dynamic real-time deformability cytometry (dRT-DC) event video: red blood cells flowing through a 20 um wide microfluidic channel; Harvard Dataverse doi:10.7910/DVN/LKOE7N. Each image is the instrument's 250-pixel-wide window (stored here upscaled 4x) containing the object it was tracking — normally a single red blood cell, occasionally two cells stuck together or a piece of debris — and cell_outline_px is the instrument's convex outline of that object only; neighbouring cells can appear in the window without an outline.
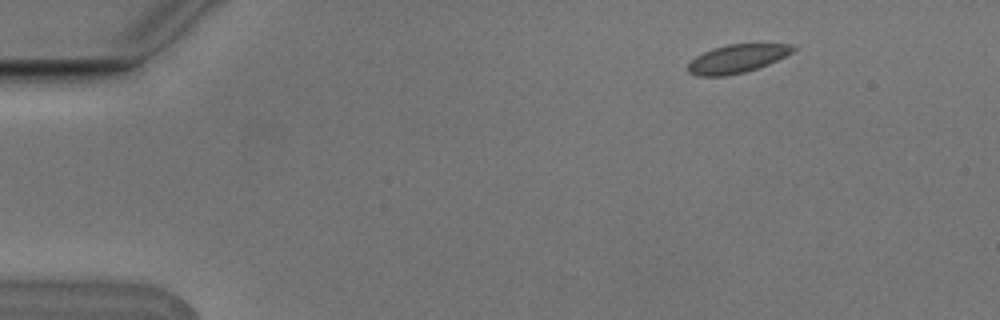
{"species": "Egyptian fruit bat (a non-hibernating species)", "species_latin": "Rousettus aegyptiacus", "temperature_condition": "cold", "stored_images_in_passage": 5, "camera_frame_rate_fps": 3000, "um_per_image_px": 0.085, "animal": {"sex": "male"}, "frame": {"image": 1, "passage_image": 1, "time_ms": 0.0, "image_size_px": [1000, 320], "cell_outline_px": [[796, 48], [792, 52], [768, 64], [744, 72], [724, 76], [696, 76], [688, 72], [688, 64], [696, 56], [712, 48], [728, 44], [792, 44]], "centroid_in_image_um": [62.62, 4.99], "position_along_channel_um": 22.4, "area_um2": 17.17}}